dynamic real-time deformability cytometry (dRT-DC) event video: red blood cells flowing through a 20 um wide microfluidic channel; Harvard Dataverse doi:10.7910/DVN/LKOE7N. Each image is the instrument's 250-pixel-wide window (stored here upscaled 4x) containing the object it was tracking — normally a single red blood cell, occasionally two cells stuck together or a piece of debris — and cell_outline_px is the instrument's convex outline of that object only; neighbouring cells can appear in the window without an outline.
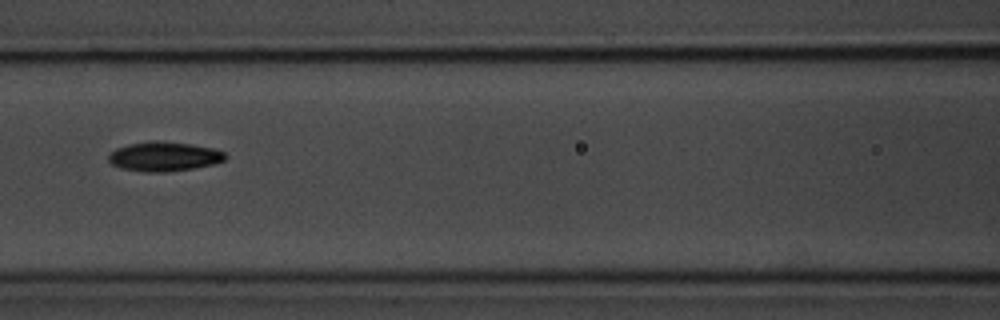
{"species": "common noctule bat (a hibernating species)", "species_latin": "Nyctalus noctula", "temperature_condition": "room temperature", "stored_images_in_passage": 4, "camera_frame_rate_fps": 3000, "um_per_image_px": 0.085, "animal": {"sex": "male", "body_mass_g": 20.1, "forearm_length_mm": 53.5}, "frame": {"image": 1, "passage_image": 4, "time_ms": 3.667, "image_size_px": [1000, 320], "cell_outline_px": [[228, 156], [224, 160], [212, 164], [192, 168], [168, 172], [144, 172], [120, 168], [112, 164], [108, 160], [108, 156], [116, 148], [128, 144], [148, 140], [156, 140], [192, 144], [212, 148], [224, 152]], "centroid_in_image_um": [13.92, 13.29], "position_along_channel_um": 152.7, "area_um2": 20.11}}